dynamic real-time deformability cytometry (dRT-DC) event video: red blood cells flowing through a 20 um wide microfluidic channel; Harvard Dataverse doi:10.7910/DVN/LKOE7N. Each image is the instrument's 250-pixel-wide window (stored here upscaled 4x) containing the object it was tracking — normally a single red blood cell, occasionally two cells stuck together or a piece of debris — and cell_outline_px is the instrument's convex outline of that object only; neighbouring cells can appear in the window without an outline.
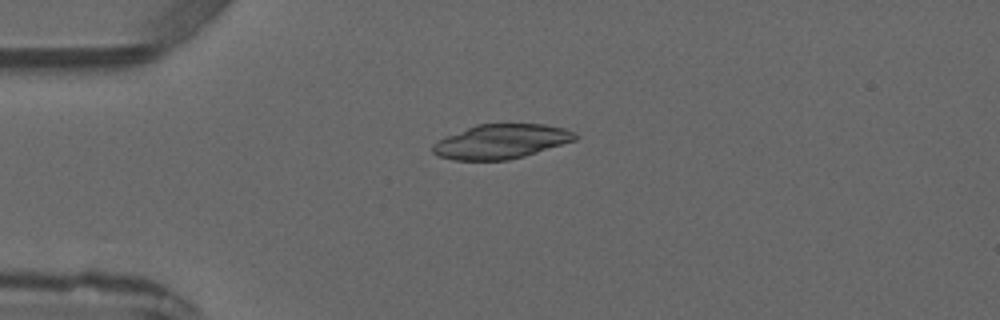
{"species": "common noctule bat (a hibernating species)", "species_latin": "Nyctalus noctula", "temperature_condition": "warm", "stored_images_in_passage": 2, "camera_frame_rate_fps": 3000, "um_per_image_px": 0.085, "animal": {"sex": "male", "forearm_length_mm": 52.5}, "frame": {"image": 1, "passage_image": 2, "time_ms": 1.0, "image_size_px": [1000, 320], "cell_outline_px": [[580, 136], [576, 140], [524, 156], [508, 160], [452, 160], [440, 156], [432, 152], [432, 144], [448, 136], [476, 124], [544, 124], [564, 128], [576, 132]], "centroid_in_image_um": [42.64, 12.03], "position_along_channel_um": 42.4, "area_um2": 28.44}}